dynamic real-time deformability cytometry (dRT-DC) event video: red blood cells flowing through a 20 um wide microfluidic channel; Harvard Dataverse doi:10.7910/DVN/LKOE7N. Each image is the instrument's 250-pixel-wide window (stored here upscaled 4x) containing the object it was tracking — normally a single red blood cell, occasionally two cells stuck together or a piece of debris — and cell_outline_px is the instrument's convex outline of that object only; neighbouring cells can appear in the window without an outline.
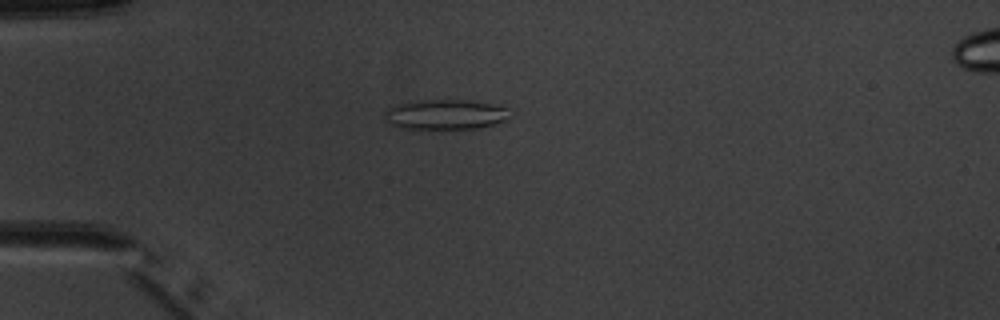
{"species": "common noctule bat (a hibernating species)", "species_latin": "Nyctalus noctula", "temperature_condition": "warm", "stored_images_in_passage": 6, "camera_frame_rate_fps": 3000, "um_per_image_px": 0.085, "animal": {"sex": "male", "body_mass_g": 20.1, "forearm_length_mm": 53.5}, "frame": {"image": 1, "passage_image": 4, "time_ms": 4.667, "image_size_px": [1000, 320], "cell_outline_px": [[512, 108], [508, 120], [480, 128], [400, 128], [392, 124], [384, 116], [384, 112], [388, 108], [396, 104], [420, 100], [468, 100], [492, 104]], "centroid_in_image_um": [37.93, 9.72], "position_along_channel_um": 47.1, "area_um2": 21.91}}
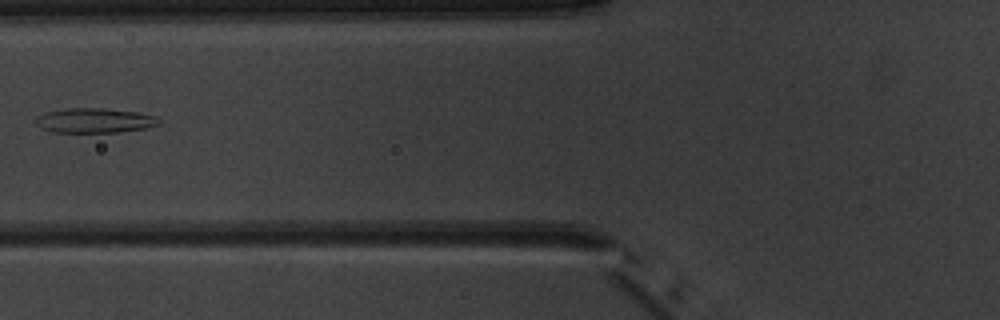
{"frame": {"image": 2, "passage_image": 6, "time_ms": 7.0, "image_size_px": [1000, 320], "cell_outline_px": [[160, 124], [148, 128], [120, 132], [52, 132], [40, 128], [36, 124], [36, 116], [44, 112], [68, 108], [104, 108], [136, 112], [156, 116], [160, 120]], "centroid_in_image_um": [8.03, 10.24], "position_along_channel_um": 117.8, "area_um2": 17.92}}